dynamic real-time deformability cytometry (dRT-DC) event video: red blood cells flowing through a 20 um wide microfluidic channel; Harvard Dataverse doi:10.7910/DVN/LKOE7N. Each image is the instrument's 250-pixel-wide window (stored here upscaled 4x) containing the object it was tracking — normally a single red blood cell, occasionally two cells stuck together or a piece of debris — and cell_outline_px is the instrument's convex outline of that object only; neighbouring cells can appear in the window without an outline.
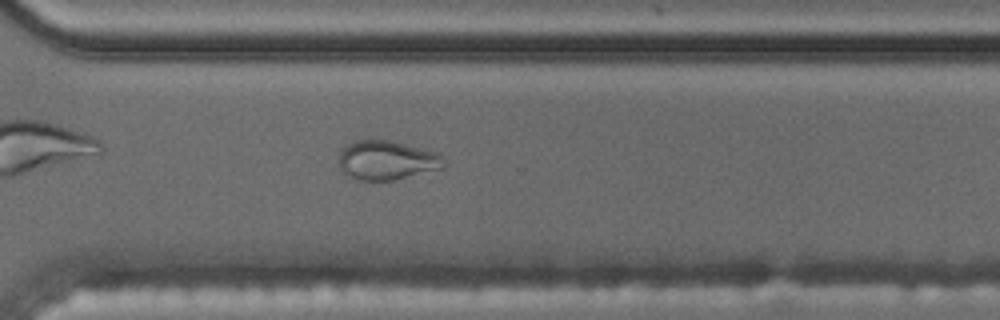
{"species": "common noctule bat (a hibernating species)", "species_latin": "Nyctalus noctula", "temperature_condition": "cold", "stored_images_in_passage": 57, "camera_frame_rate_fps": 3000, "um_per_image_px": 0.085, "animal": {"sex": "male", "body_mass_g": 17.5, "forearm_length_mm": 52.3}, "frame": {"image": 1, "passage_image": 41, "time_ms": 13.333, "image_size_px": [1000, 320], "cell_outline_px": [[444, 164], [440, 168], [392, 180], [360, 180], [348, 176], [340, 168], [340, 152], [352, 140], [392, 140], [436, 152], [440, 156]], "centroid_in_image_um": [32.83, 13.6], "position_along_channel_um": 337.8, "area_um2": 23.52}}
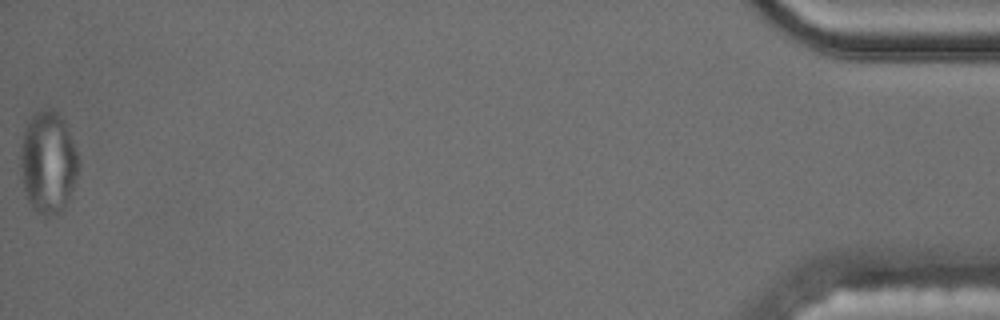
{"frame": {"image": 2, "passage_image": 57, "time_ms": 18.667, "image_size_px": [1000, 320], "cell_outline_px": [[80, 168], [76, 180], [68, 200], [64, 208], [56, 216], [44, 216], [36, 212], [28, 200], [24, 188], [20, 168], [20, 148], [24, 132], [32, 116], [36, 112], [48, 108], [52, 108], [64, 120], [76, 148], [80, 160]], "centroid_in_image_um": [4.11, 13.83], "position_along_channel_um": 431.1, "area_um2": 34.8}}